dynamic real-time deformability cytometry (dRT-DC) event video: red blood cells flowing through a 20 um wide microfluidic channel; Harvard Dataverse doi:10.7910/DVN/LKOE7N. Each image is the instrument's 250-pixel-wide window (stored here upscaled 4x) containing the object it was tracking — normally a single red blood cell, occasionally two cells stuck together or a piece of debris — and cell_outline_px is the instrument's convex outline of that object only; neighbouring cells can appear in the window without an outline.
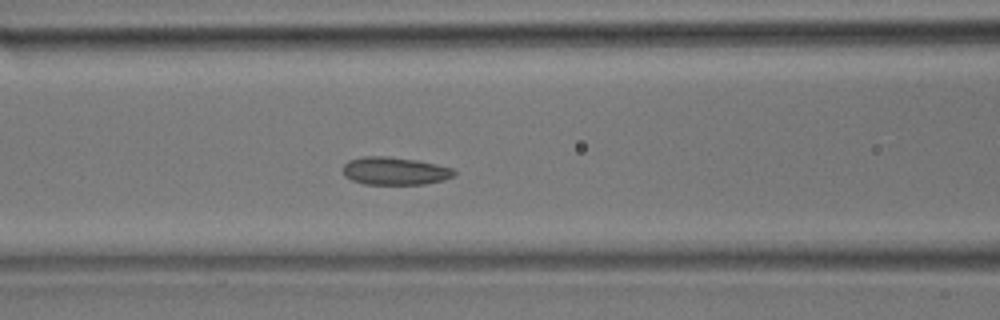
{"species": "common noctule bat (a hibernating species)", "species_latin": "Nyctalus noctula", "temperature_condition": "room temperature", "stored_images_in_passage": 15, "camera_frame_rate_fps": 3000, "um_per_image_px": 0.085, "animal": {"sex": "male", "body_mass_g": 17.9}, "frame": {"image": 1, "passage_image": 9, "time_ms": 2.667, "image_size_px": [1000, 320], "cell_outline_px": [[456, 172], [452, 176], [444, 180], [424, 184], [364, 184], [352, 180], [344, 176], [344, 164], [348, 160], [364, 156], [388, 156], [416, 160], [436, 164], [452, 168]], "centroid_in_image_um": [33.54, 14.53], "position_along_channel_um": 133.1, "area_um2": 17.98}}
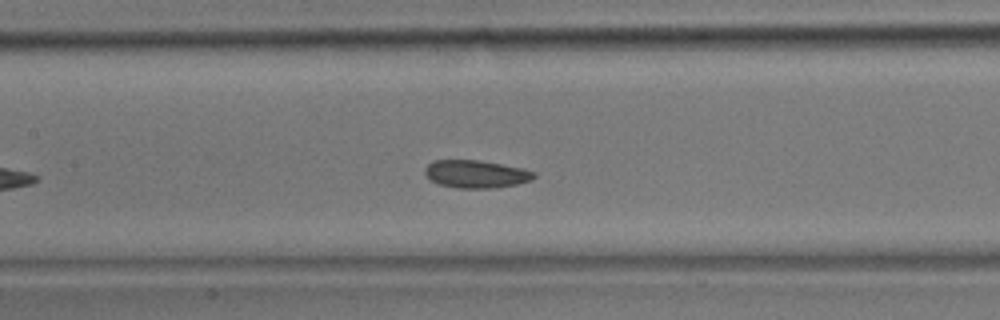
{"frame": {"image": 2, "passage_image": 11, "time_ms": 3.333, "image_size_px": [1000, 320], "cell_outline_px": [[536, 176], [532, 180], [516, 184], [492, 188], [456, 188], [436, 184], [424, 172], [424, 168], [432, 160], [480, 160], [524, 168], [536, 172]], "centroid_in_image_um": [40.47, 14.79], "position_along_channel_um": 166.9, "area_um2": 17.8}}